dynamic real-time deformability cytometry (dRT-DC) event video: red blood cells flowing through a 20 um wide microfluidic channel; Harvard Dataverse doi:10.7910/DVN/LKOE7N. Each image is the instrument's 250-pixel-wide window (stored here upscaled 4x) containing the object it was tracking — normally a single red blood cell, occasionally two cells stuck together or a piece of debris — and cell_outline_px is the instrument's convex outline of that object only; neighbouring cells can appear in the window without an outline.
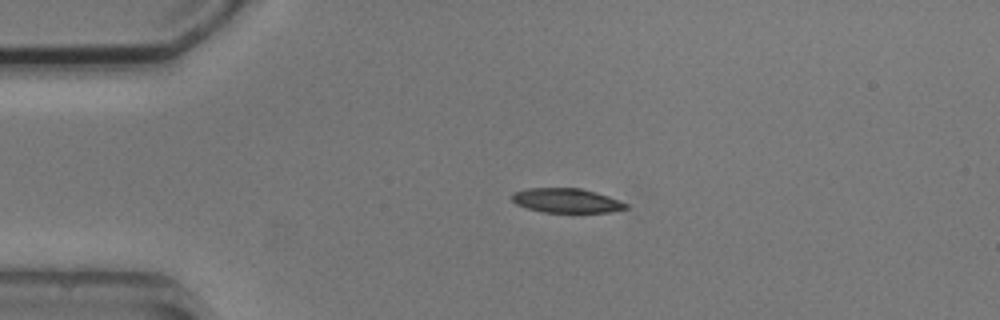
{"species": "common noctule bat (a hibernating species)", "species_latin": "Nyctalus noctula", "temperature_condition": "cold", "stored_images_in_passage": 3, "camera_frame_rate_fps": 3000, "um_per_image_px": 0.085, "animal": {"sex": "male", "body_mass_g": 20.5, "forearm_length_mm": 52.5}, "frame": {"image": 1, "passage_image": 3, "time_ms": 3.333, "image_size_px": [1000, 320], "cell_outline_px": [[628, 208], [608, 212], [544, 212], [528, 208], [516, 204], [512, 200], [512, 192], [528, 188], [580, 188], [596, 192], [608, 196], [628, 204]], "centroid_in_image_um": [48.13, 17.04], "position_along_channel_um": 36.9, "area_um2": 16.07}}